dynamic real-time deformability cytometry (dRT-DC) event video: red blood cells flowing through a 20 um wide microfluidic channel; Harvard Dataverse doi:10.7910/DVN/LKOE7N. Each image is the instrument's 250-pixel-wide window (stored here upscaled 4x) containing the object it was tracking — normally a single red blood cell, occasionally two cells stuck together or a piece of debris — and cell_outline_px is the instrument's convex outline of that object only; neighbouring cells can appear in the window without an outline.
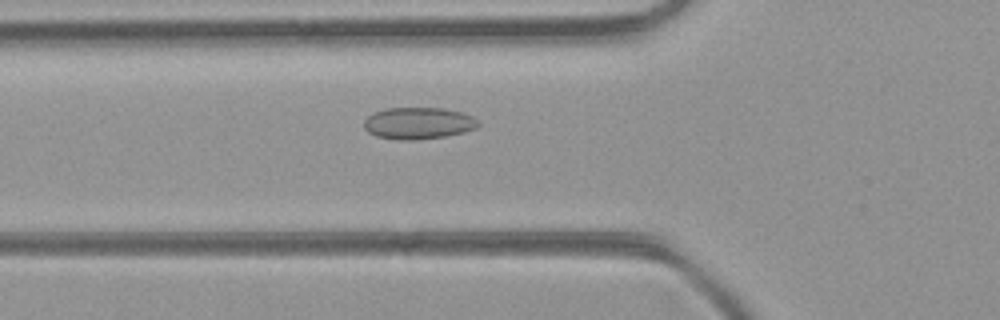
{"species": "common noctule bat (a hibernating species)", "species_latin": "Nyctalus noctula", "temperature_condition": "room temperature", "stored_images_in_passage": 43, "camera_frame_rate_fps": 3000, "um_per_image_px": 0.085, "animal": {"sex": "female", "body_mass_g": 21.9}, "frame": {"image": 1, "passage_image": 13, "time_ms": 4.0, "image_size_px": [1000, 320], "cell_outline_px": [[480, 124], [476, 128], [464, 132], [444, 136], [412, 140], [396, 140], [376, 136], [368, 132], [364, 128], [364, 120], [372, 112], [384, 108], [440, 108], [460, 112], [472, 116]], "centroid_in_image_um": [35.51, 10.47], "position_along_channel_um": 90.3, "area_um2": 21.15}}
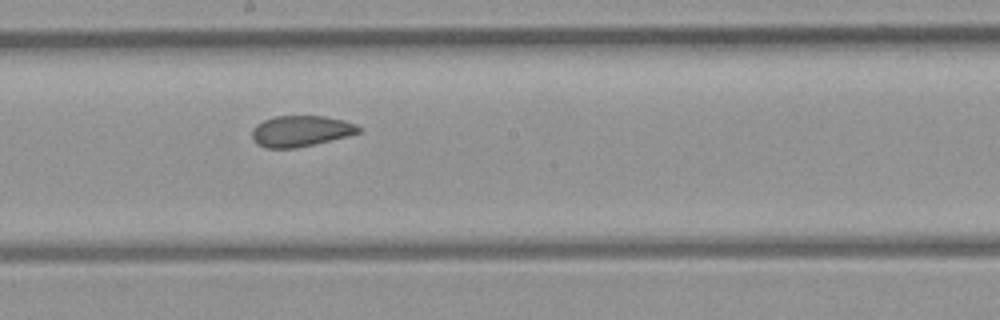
{"frame": {"image": 2, "passage_image": 22, "time_ms": 7.0, "image_size_px": [1000, 320], "cell_outline_px": [[360, 132], [348, 136], [316, 144], [296, 148], [264, 148], [256, 144], [252, 140], [252, 128], [256, 124], [264, 120], [276, 116], [324, 116], [344, 120], [356, 124], [360, 128]], "centroid_in_image_um": [25.54, 11.15], "position_along_channel_um": 222.7, "area_um2": 19.42}}
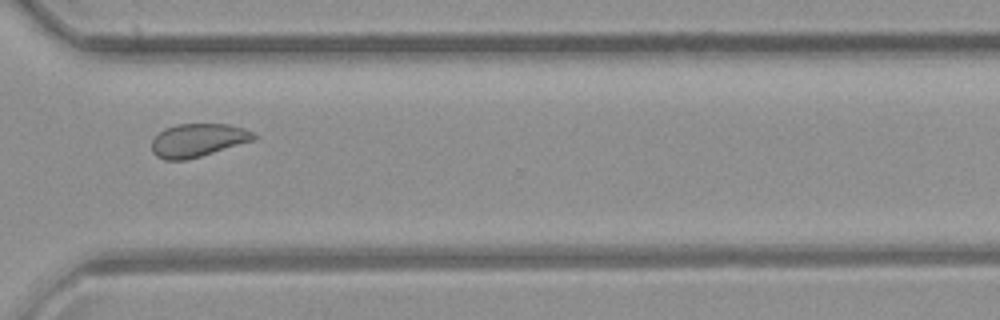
{"frame": {"image": 3, "passage_image": 31, "time_ms": 10.0, "image_size_px": [1000, 320], "cell_outline_px": [[256, 140], [200, 156], [184, 160], [164, 160], [156, 156], [152, 152], [152, 140], [164, 128], [176, 124], [228, 124], [244, 128], [252, 132], [256, 136]], "centroid_in_image_um": [16.82, 11.92], "position_along_channel_um": 353.8, "area_um2": 19.77}, "authors_computed_cell_mechanics": {"area_um2": 20.808, "velocity_mm_per_s": 4.3859, "shape_relaxation_time_tau1_ms": null, "shape_relaxation_time_tau2_ms": 1.5114, "deformation_change_tau1": null, "deformation_change_tau2": 0.0625}}